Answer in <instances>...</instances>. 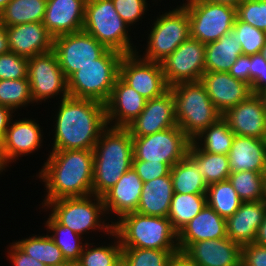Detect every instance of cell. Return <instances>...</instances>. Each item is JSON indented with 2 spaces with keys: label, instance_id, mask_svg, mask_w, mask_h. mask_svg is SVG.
Wrapping results in <instances>:
<instances>
[{
  "label": "cell",
  "instance_id": "94428289",
  "mask_svg": "<svg viewBox=\"0 0 266 266\" xmlns=\"http://www.w3.org/2000/svg\"><path fill=\"white\" fill-rule=\"evenodd\" d=\"M258 95L261 97L263 103L265 104L266 107V88H264L263 90H261Z\"/></svg>",
  "mask_w": 266,
  "mask_h": 266
},
{
  "label": "cell",
  "instance_id": "4dcf8cb0",
  "mask_svg": "<svg viewBox=\"0 0 266 266\" xmlns=\"http://www.w3.org/2000/svg\"><path fill=\"white\" fill-rule=\"evenodd\" d=\"M187 156L197 165L207 185L228 180L231 170L227 155L201 151L191 142Z\"/></svg>",
  "mask_w": 266,
  "mask_h": 266
},
{
  "label": "cell",
  "instance_id": "277c9868",
  "mask_svg": "<svg viewBox=\"0 0 266 266\" xmlns=\"http://www.w3.org/2000/svg\"><path fill=\"white\" fill-rule=\"evenodd\" d=\"M113 231L122 248L179 250L178 233L167 217L128 213L114 220Z\"/></svg>",
  "mask_w": 266,
  "mask_h": 266
},
{
  "label": "cell",
  "instance_id": "6f0895ef",
  "mask_svg": "<svg viewBox=\"0 0 266 266\" xmlns=\"http://www.w3.org/2000/svg\"><path fill=\"white\" fill-rule=\"evenodd\" d=\"M204 2H212V3H221V4H228L234 7H237L242 0H201Z\"/></svg>",
  "mask_w": 266,
  "mask_h": 266
},
{
  "label": "cell",
  "instance_id": "680465c9",
  "mask_svg": "<svg viewBox=\"0 0 266 266\" xmlns=\"http://www.w3.org/2000/svg\"><path fill=\"white\" fill-rule=\"evenodd\" d=\"M64 266H83L79 260L67 261Z\"/></svg>",
  "mask_w": 266,
  "mask_h": 266
},
{
  "label": "cell",
  "instance_id": "7dc6e473",
  "mask_svg": "<svg viewBox=\"0 0 266 266\" xmlns=\"http://www.w3.org/2000/svg\"><path fill=\"white\" fill-rule=\"evenodd\" d=\"M244 266H266V246L256 243L242 246V260Z\"/></svg>",
  "mask_w": 266,
  "mask_h": 266
},
{
  "label": "cell",
  "instance_id": "2e32d148",
  "mask_svg": "<svg viewBox=\"0 0 266 266\" xmlns=\"http://www.w3.org/2000/svg\"><path fill=\"white\" fill-rule=\"evenodd\" d=\"M36 119H11L5 138L0 144V161L5 169L19 157L35 153L43 146V127ZM42 129V130H41ZM15 160V161H14Z\"/></svg>",
  "mask_w": 266,
  "mask_h": 266
},
{
  "label": "cell",
  "instance_id": "f35d334b",
  "mask_svg": "<svg viewBox=\"0 0 266 266\" xmlns=\"http://www.w3.org/2000/svg\"><path fill=\"white\" fill-rule=\"evenodd\" d=\"M34 104L28 78L0 80V105L16 112Z\"/></svg>",
  "mask_w": 266,
  "mask_h": 266
},
{
  "label": "cell",
  "instance_id": "30bf717a",
  "mask_svg": "<svg viewBox=\"0 0 266 266\" xmlns=\"http://www.w3.org/2000/svg\"><path fill=\"white\" fill-rule=\"evenodd\" d=\"M182 2L189 16L190 38L207 44L219 40L232 30L236 19V7L201 0Z\"/></svg>",
  "mask_w": 266,
  "mask_h": 266
},
{
  "label": "cell",
  "instance_id": "4316f807",
  "mask_svg": "<svg viewBox=\"0 0 266 266\" xmlns=\"http://www.w3.org/2000/svg\"><path fill=\"white\" fill-rule=\"evenodd\" d=\"M231 172H266V140L235 135L227 154Z\"/></svg>",
  "mask_w": 266,
  "mask_h": 266
},
{
  "label": "cell",
  "instance_id": "816d5d0a",
  "mask_svg": "<svg viewBox=\"0 0 266 266\" xmlns=\"http://www.w3.org/2000/svg\"><path fill=\"white\" fill-rule=\"evenodd\" d=\"M263 69V55L261 53L250 56V85L260 76Z\"/></svg>",
  "mask_w": 266,
  "mask_h": 266
},
{
  "label": "cell",
  "instance_id": "d6986e66",
  "mask_svg": "<svg viewBox=\"0 0 266 266\" xmlns=\"http://www.w3.org/2000/svg\"><path fill=\"white\" fill-rule=\"evenodd\" d=\"M200 82L222 115L254 94L250 84L235 79L228 72H205Z\"/></svg>",
  "mask_w": 266,
  "mask_h": 266
},
{
  "label": "cell",
  "instance_id": "484cf974",
  "mask_svg": "<svg viewBox=\"0 0 266 266\" xmlns=\"http://www.w3.org/2000/svg\"><path fill=\"white\" fill-rule=\"evenodd\" d=\"M265 212L263 201L242 202L239 209L226 219L227 237L240 246L254 243Z\"/></svg>",
  "mask_w": 266,
  "mask_h": 266
},
{
  "label": "cell",
  "instance_id": "91938a15",
  "mask_svg": "<svg viewBox=\"0 0 266 266\" xmlns=\"http://www.w3.org/2000/svg\"><path fill=\"white\" fill-rule=\"evenodd\" d=\"M262 201L266 204V173L263 181V195H262Z\"/></svg>",
  "mask_w": 266,
  "mask_h": 266
},
{
  "label": "cell",
  "instance_id": "5b68a950",
  "mask_svg": "<svg viewBox=\"0 0 266 266\" xmlns=\"http://www.w3.org/2000/svg\"><path fill=\"white\" fill-rule=\"evenodd\" d=\"M42 209L61 225L67 226L84 237L90 232H101L105 236L113 231V224L108 221L102 197L89 195L85 197L61 198L47 202ZM50 210V211H49ZM106 217V218H105Z\"/></svg>",
  "mask_w": 266,
  "mask_h": 266
},
{
  "label": "cell",
  "instance_id": "cb8c5ba5",
  "mask_svg": "<svg viewBox=\"0 0 266 266\" xmlns=\"http://www.w3.org/2000/svg\"><path fill=\"white\" fill-rule=\"evenodd\" d=\"M9 50L26 58L53 50V37L42 22L6 27Z\"/></svg>",
  "mask_w": 266,
  "mask_h": 266
},
{
  "label": "cell",
  "instance_id": "e0dca14e",
  "mask_svg": "<svg viewBox=\"0 0 266 266\" xmlns=\"http://www.w3.org/2000/svg\"><path fill=\"white\" fill-rule=\"evenodd\" d=\"M175 126V101L169 89L159 97L146 100L143 111L126 128L132 137H143Z\"/></svg>",
  "mask_w": 266,
  "mask_h": 266
},
{
  "label": "cell",
  "instance_id": "60d3db41",
  "mask_svg": "<svg viewBox=\"0 0 266 266\" xmlns=\"http://www.w3.org/2000/svg\"><path fill=\"white\" fill-rule=\"evenodd\" d=\"M179 250H155L123 248L122 257L128 266H169L171 258Z\"/></svg>",
  "mask_w": 266,
  "mask_h": 266
},
{
  "label": "cell",
  "instance_id": "f907efd6",
  "mask_svg": "<svg viewBox=\"0 0 266 266\" xmlns=\"http://www.w3.org/2000/svg\"><path fill=\"white\" fill-rule=\"evenodd\" d=\"M17 113H14L10 108L0 105V144L3 142L9 123L12 117L15 118Z\"/></svg>",
  "mask_w": 266,
  "mask_h": 266
},
{
  "label": "cell",
  "instance_id": "b9f144b4",
  "mask_svg": "<svg viewBox=\"0 0 266 266\" xmlns=\"http://www.w3.org/2000/svg\"><path fill=\"white\" fill-rule=\"evenodd\" d=\"M232 31L240 40L243 55H254L261 53L266 42V32L240 21L237 17Z\"/></svg>",
  "mask_w": 266,
  "mask_h": 266
},
{
  "label": "cell",
  "instance_id": "1f68e13d",
  "mask_svg": "<svg viewBox=\"0 0 266 266\" xmlns=\"http://www.w3.org/2000/svg\"><path fill=\"white\" fill-rule=\"evenodd\" d=\"M170 175L174 193L206 194L208 185L197 165L188 156L170 169Z\"/></svg>",
  "mask_w": 266,
  "mask_h": 266
},
{
  "label": "cell",
  "instance_id": "7bdbcfd3",
  "mask_svg": "<svg viewBox=\"0 0 266 266\" xmlns=\"http://www.w3.org/2000/svg\"><path fill=\"white\" fill-rule=\"evenodd\" d=\"M236 17L266 32V0H242L236 7Z\"/></svg>",
  "mask_w": 266,
  "mask_h": 266
},
{
  "label": "cell",
  "instance_id": "c3c4849f",
  "mask_svg": "<svg viewBox=\"0 0 266 266\" xmlns=\"http://www.w3.org/2000/svg\"><path fill=\"white\" fill-rule=\"evenodd\" d=\"M11 244V245H10ZM7 246V258L13 266H45L43 263L25 254L14 242Z\"/></svg>",
  "mask_w": 266,
  "mask_h": 266
},
{
  "label": "cell",
  "instance_id": "ab89813d",
  "mask_svg": "<svg viewBox=\"0 0 266 266\" xmlns=\"http://www.w3.org/2000/svg\"><path fill=\"white\" fill-rule=\"evenodd\" d=\"M266 172H231L228 180L242 202L262 201L263 181Z\"/></svg>",
  "mask_w": 266,
  "mask_h": 266
},
{
  "label": "cell",
  "instance_id": "83f0119b",
  "mask_svg": "<svg viewBox=\"0 0 266 266\" xmlns=\"http://www.w3.org/2000/svg\"><path fill=\"white\" fill-rule=\"evenodd\" d=\"M173 195L170 173L144 182L136 212L147 216L168 217Z\"/></svg>",
  "mask_w": 266,
  "mask_h": 266
},
{
  "label": "cell",
  "instance_id": "ee69618b",
  "mask_svg": "<svg viewBox=\"0 0 266 266\" xmlns=\"http://www.w3.org/2000/svg\"><path fill=\"white\" fill-rule=\"evenodd\" d=\"M28 58L7 52L0 54V80L27 78Z\"/></svg>",
  "mask_w": 266,
  "mask_h": 266
},
{
  "label": "cell",
  "instance_id": "44dd1931",
  "mask_svg": "<svg viewBox=\"0 0 266 266\" xmlns=\"http://www.w3.org/2000/svg\"><path fill=\"white\" fill-rule=\"evenodd\" d=\"M143 183L144 182L136 171L131 167L120 177L117 183L102 196L107 218L112 224H114V218L119 220L122 216L137 211ZM110 214L113 219L109 218Z\"/></svg>",
  "mask_w": 266,
  "mask_h": 266
},
{
  "label": "cell",
  "instance_id": "e575fe53",
  "mask_svg": "<svg viewBox=\"0 0 266 266\" xmlns=\"http://www.w3.org/2000/svg\"><path fill=\"white\" fill-rule=\"evenodd\" d=\"M207 204L206 194L174 193L168 219L172 228L179 233Z\"/></svg>",
  "mask_w": 266,
  "mask_h": 266
},
{
  "label": "cell",
  "instance_id": "d590c367",
  "mask_svg": "<svg viewBox=\"0 0 266 266\" xmlns=\"http://www.w3.org/2000/svg\"><path fill=\"white\" fill-rule=\"evenodd\" d=\"M48 216L47 220L44 221V226L48 231V235L62 251L65 260H79L83 248L89 240L75 233L67 226L59 224L50 214Z\"/></svg>",
  "mask_w": 266,
  "mask_h": 266
},
{
  "label": "cell",
  "instance_id": "ffe728a7",
  "mask_svg": "<svg viewBox=\"0 0 266 266\" xmlns=\"http://www.w3.org/2000/svg\"><path fill=\"white\" fill-rule=\"evenodd\" d=\"M197 266H240L242 246L229 237L189 244L182 252Z\"/></svg>",
  "mask_w": 266,
  "mask_h": 266
},
{
  "label": "cell",
  "instance_id": "7c38bea8",
  "mask_svg": "<svg viewBox=\"0 0 266 266\" xmlns=\"http://www.w3.org/2000/svg\"><path fill=\"white\" fill-rule=\"evenodd\" d=\"M27 78L34 104L69 96L67 79L53 50L28 58Z\"/></svg>",
  "mask_w": 266,
  "mask_h": 266
},
{
  "label": "cell",
  "instance_id": "ac0fdd59",
  "mask_svg": "<svg viewBox=\"0 0 266 266\" xmlns=\"http://www.w3.org/2000/svg\"><path fill=\"white\" fill-rule=\"evenodd\" d=\"M222 117L235 135L266 139V107L258 94L228 109Z\"/></svg>",
  "mask_w": 266,
  "mask_h": 266
},
{
  "label": "cell",
  "instance_id": "f546056e",
  "mask_svg": "<svg viewBox=\"0 0 266 266\" xmlns=\"http://www.w3.org/2000/svg\"><path fill=\"white\" fill-rule=\"evenodd\" d=\"M14 243L28 256L43 263L45 266H64L67 262L60 248L54 243L48 233L32 234L29 237L16 240Z\"/></svg>",
  "mask_w": 266,
  "mask_h": 266
},
{
  "label": "cell",
  "instance_id": "03108f58",
  "mask_svg": "<svg viewBox=\"0 0 266 266\" xmlns=\"http://www.w3.org/2000/svg\"><path fill=\"white\" fill-rule=\"evenodd\" d=\"M3 170L5 171L6 169L3 167V165H2V163H1V161H0V175H1V173L3 172Z\"/></svg>",
  "mask_w": 266,
  "mask_h": 266
},
{
  "label": "cell",
  "instance_id": "9c48e42d",
  "mask_svg": "<svg viewBox=\"0 0 266 266\" xmlns=\"http://www.w3.org/2000/svg\"><path fill=\"white\" fill-rule=\"evenodd\" d=\"M153 20L146 37L147 45L136 53L144 60L161 63L184 41L190 38V23L186 8L181 4L169 7ZM143 52V55L140 54Z\"/></svg>",
  "mask_w": 266,
  "mask_h": 266
},
{
  "label": "cell",
  "instance_id": "6da1fadb",
  "mask_svg": "<svg viewBox=\"0 0 266 266\" xmlns=\"http://www.w3.org/2000/svg\"><path fill=\"white\" fill-rule=\"evenodd\" d=\"M58 103L51 150H93L108 126L105 104L71 96Z\"/></svg>",
  "mask_w": 266,
  "mask_h": 266
},
{
  "label": "cell",
  "instance_id": "603a6c76",
  "mask_svg": "<svg viewBox=\"0 0 266 266\" xmlns=\"http://www.w3.org/2000/svg\"><path fill=\"white\" fill-rule=\"evenodd\" d=\"M87 0H47L43 24L53 38L83 30Z\"/></svg>",
  "mask_w": 266,
  "mask_h": 266
},
{
  "label": "cell",
  "instance_id": "6125c7cd",
  "mask_svg": "<svg viewBox=\"0 0 266 266\" xmlns=\"http://www.w3.org/2000/svg\"><path fill=\"white\" fill-rule=\"evenodd\" d=\"M114 266H128L127 262L124 260L123 257L119 259V261Z\"/></svg>",
  "mask_w": 266,
  "mask_h": 266
},
{
  "label": "cell",
  "instance_id": "9a60e30c",
  "mask_svg": "<svg viewBox=\"0 0 266 266\" xmlns=\"http://www.w3.org/2000/svg\"><path fill=\"white\" fill-rule=\"evenodd\" d=\"M169 86L200 81L205 73V44L189 38L161 62Z\"/></svg>",
  "mask_w": 266,
  "mask_h": 266
},
{
  "label": "cell",
  "instance_id": "74e56055",
  "mask_svg": "<svg viewBox=\"0 0 266 266\" xmlns=\"http://www.w3.org/2000/svg\"><path fill=\"white\" fill-rule=\"evenodd\" d=\"M206 201L224 219L232 216L242 203L229 180L208 185Z\"/></svg>",
  "mask_w": 266,
  "mask_h": 266
},
{
  "label": "cell",
  "instance_id": "f1b7e54d",
  "mask_svg": "<svg viewBox=\"0 0 266 266\" xmlns=\"http://www.w3.org/2000/svg\"><path fill=\"white\" fill-rule=\"evenodd\" d=\"M240 55V40L231 30L219 40L205 44V72H228Z\"/></svg>",
  "mask_w": 266,
  "mask_h": 266
},
{
  "label": "cell",
  "instance_id": "d6a6232c",
  "mask_svg": "<svg viewBox=\"0 0 266 266\" xmlns=\"http://www.w3.org/2000/svg\"><path fill=\"white\" fill-rule=\"evenodd\" d=\"M47 0H11L0 12V23L11 27L43 22Z\"/></svg>",
  "mask_w": 266,
  "mask_h": 266
},
{
  "label": "cell",
  "instance_id": "8fae6325",
  "mask_svg": "<svg viewBox=\"0 0 266 266\" xmlns=\"http://www.w3.org/2000/svg\"><path fill=\"white\" fill-rule=\"evenodd\" d=\"M133 138V160L166 163L172 168L188 155L191 140L178 126Z\"/></svg>",
  "mask_w": 266,
  "mask_h": 266
},
{
  "label": "cell",
  "instance_id": "bcb514c9",
  "mask_svg": "<svg viewBox=\"0 0 266 266\" xmlns=\"http://www.w3.org/2000/svg\"><path fill=\"white\" fill-rule=\"evenodd\" d=\"M132 167L143 182L168 175L170 167L166 163L133 160Z\"/></svg>",
  "mask_w": 266,
  "mask_h": 266
},
{
  "label": "cell",
  "instance_id": "ba28073f",
  "mask_svg": "<svg viewBox=\"0 0 266 266\" xmlns=\"http://www.w3.org/2000/svg\"><path fill=\"white\" fill-rule=\"evenodd\" d=\"M83 31L96 38L107 49L125 54L136 53L130 27L115 9L112 0H87ZM137 47V48H136Z\"/></svg>",
  "mask_w": 266,
  "mask_h": 266
},
{
  "label": "cell",
  "instance_id": "3957f363",
  "mask_svg": "<svg viewBox=\"0 0 266 266\" xmlns=\"http://www.w3.org/2000/svg\"><path fill=\"white\" fill-rule=\"evenodd\" d=\"M93 153L92 192L102 197L132 167L133 138L127 128L107 126Z\"/></svg>",
  "mask_w": 266,
  "mask_h": 266
},
{
  "label": "cell",
  "instance_id": "be15d7a7",
  "mask_svg": "<svg viewBox=\"0 0 266 266\" xmlns=\"http://www.w3.org/2000/svg\"><path fill=\"white\" fill-rule=\"evenodd\" d=\"M11 0H0V12L4 9V7L10 2Z\"/></svg>",
  "mask_w": 266,
  "mask_h": 266
},
{
  "label": "cell",
  "instance_id": "836d02e7",
  "mask_svg": "<svg viewBox=\"0 0 266 266\" xmlns=\"http://www.w3.org/2000/svg\"><path fill=\"white\" fill-rule=\"evenodd\" d=\"M235 134L228 122L221 116L216 122L203 130L192 142L204 152L227 155Z\"/></svg>",
  "mask_w": 266,
  "mask_h": 266
},
{
  "label": "cell",
  "instance_id": "8d00e7d4",
  "mask_svg": "<svg viewBox=\"0 0 266 266\" xmlns=\"http://www.w3.org/2000/svg\"><path fill=\"white\" fill-rule=\"evenodd\" d=\"M108 236L113 241L107 245L86 242L79 259L83 266H114L119 261L123 251L119 238L114 231Z\"/></svg>",
  "mask_w": 266,
  "mask_h": 266
},
{
  "label": "cell",
  "instance_id": "7a4b0ae2",
  "mask_svg": "<svg viewBox=\"0 0 266 266\" xmlns=\"http://www.w3.org/2000/svg\"><path fill=\"white\" fill-rule=\"evenodd\" d=\"M48 153L46 162L36 173L46 187L42 207L55 199L93 194V150H50Z\"/></svg>",
  "mask_w": 266,
  "mask_h": 266
},
{
  "label": "cell",
  "instance_id": "52a82bcc",
  "mask_svg": "<svg viewBox=\"0 0 266 266\" xmlns=\"http://www.w3.org/2000/svg\"><path fill=\"white\" fill-rule=\"evenodd\" d=\"M122 56L118 51L107 49L93 63L74 72L67 79L69 96L106 104L119 77Z\"/></svg>",
  "mask_w": 266,
  "mask_h": 266
},
{
  "label": "cell",
  "instance_id": "d4e9b609",
  "mask_svg": "<svg viewBox=\"0 0 266 266\" xmlns=\"http://www.w3.org/2000/svg\"><path fill=\"white\" fill-rule=\"evenodd\" d=\"M225 237L226 219L206 204L178 233V249L182 252L189 244Z\"/></svg>",
  "mask_w": 266,
  "mask_h": 266
},
{
  "label": "cell",
  "instance_id": "7402d4cb",
  "mask_svg": "<svg viewBox=\"0 0 266 266\" xmlns=\"http://www.w3.org/2000/svg\"><path fill=\"white\" fill-rule=\"evenodd\" d=\"M145 104L146 99L118 77L105 104L107 125L126 128L140 115Z\"/></svg>",
  "mask_w": 266,
  "mask_h": 266
},
{
  "label": "cell",
  "instance_id": "f6af8a7d",
  "mask_svg": "<svg viewBox=\"0 0 266 266\" xmlns=\"http://www.w3.org/2000/svg\"><path fill=\"white\" fill-rule=\"evenodd\" d=\"M112 2L119 16L130 29L134 28L133 25H136L139 21H142L150 6L147 0H112Z\"/></svg>",
  "mask_w": 266,
  "mask_h": 266
},
{
  "label": "cell",
  "instance_id": "11a10c76",
  "mask_svg": "<svg viewBox=\"0 0 266 266\" xmlns=\"http://www.w3.org/2000/svg\"><path fill=\"white\" fill-rule=\"evenodd\" d=\"M254 243L258 245L266 246V212H265L263 221L256 233V238L254 240Z\"/></svg>",
  "mask_w": 266,
  "mask_h": 266
},
{
  "label": "cell",
  "instance_id": "e7e4bbea",
  "mask_svg": "<svg viewBox=\"0 0 266 266\" xmlns=\"http://www.w3.org/2000/svg\"><path fill=\"white\" fill-rule=\"evenodd\" d=\"M261 54L266 58V42H265V45L262 48Z\"/></svg>",
  "mask_w": 266,
  "mask_h": 266
},
{
  "label": "cell",
  "instance_id": "4fadbf2b",
  "mask_svg": "<svg viewBox=\"0 0 266 266\" xmlns=\"http://www.w3.org/2000/svg\"><path fill=\"white\" fill-rule=\"evenodd\" d=\"M106 50L103 44L83 30L53 39V51L66 79L81 67L93 63Z\"/></svg>",
  "mask_w": 266,
  "mask_h": 266
},
{
  "label": "cell",
  "instance_id": "9f6ffc18",
  "mask_svg": "<svg viewBox=\"0 0 266 266\" xmlns=\"http://www.w3.org/2000/svg\"><path fill=\"white\" fill-rule=\"evenodd\" d=\"M9 51L6 27L0 23V54L7 53Z\"/></svg>",
  "mask_w": 266,
  "mask_h": 266
},
{
  "label": "cell",
  "instance_id": "8992f818",
  "mask_svg": "<svg viewBox=\"0 0 266 266\" xmlns=\"http://www.w3.org/2000/svg\"><path fill=\"white\" fill-rule=\"evenodd\" d=\"M170 89L175 101L177 126L191 141L222 116L200 81L177 83Z\"/></svg>",
  "mask_w": 266,
  "mask_h": 266
},
{
  "label": "cell",
  "instance_id": "f5cc1de1",
  "mask_svg": "<svg viewBox=\"0 0 266 266\" xmlns=\"http://www.w3.org/2000/svg\"><path fill=\"white\" fill-rule=\"evenodd\" d=\"M266 88V58L263 56V69L260 76L252 83V91L258 94L261 90Z\"/></svg>",
  "mask_w": 266,
  "mask_h": 266
},
{
  "label": "cell",
  "instance_id": "5bb4252c",
  "mask_svg": "<svg viewBox=\"0 0 266 266\" xmlns=\"http://www.w3.org/2000/svg\"><path fill=\"white\" fill-rule=\"evenodd\" d=\"M119 77L146 100L159 97L170 89L161 63L144 60L137 53L122 56Z\"/></svg>",
  "mask_w": 266,
  "mask_h": 266
},
{
  "label": "cell",
  "instance_id": "681fc988",
  "mask_svg": "<svg viewBox=\"0 0 266 266\" xmlns=\"http://www.w3.org/2000/svg\"><path fill=\"white\" fill-rule=\"evenodd\" d=\"M235 79L250 84V56L240 55L228 71Z\"/></svg>",
  "mask_w": 266,
  "mask_h": 266
},
{
  "label": "cell",
  "instance_id": "db71d44e",
  "mask_svg": "<svg viewBox=\"0 0 266 266\" xmlns=\"http://www.w3.org/2000/svg\"><path fill=\"white\" fill-rule=\"evenodd\" d=\"M169 266H197V265L191 262L184 254L179 252L171 258Z\"/></svg>",
  "mask_w": 266,
  "mask_h": 266
}]
</instances>
